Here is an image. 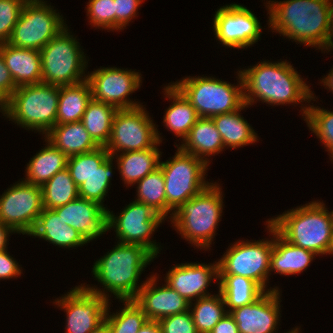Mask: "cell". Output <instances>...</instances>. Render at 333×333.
<instances>
[{"label": "cell", "mask_w": 333, "mask_h": 333, "mask_svg": "<svg viewBox=\"0 0 333 333\" xmlns=\"http://www.w3.org/2000/svg\"><path fill=\"white\" fill-rule=\"evenodd\" d=\"M89 333H110L106 320H104L100 325H98L96 328H94Z\"/></svg>", "instance_id": "obj_51"}, {"label": "cell", "mask_w": 333, "mask_h": 333, "mask_svg": "<svg viewBox=\"0 0 333 333\" xmlns=\"http://www.w3.org/2000/svg\"><path fill=\"white\" fill-rule=\"evenodd\" d=\"M136 69L101 67L87 74L92 99L110 104L118 110L142 106V102L129 96L142 86V74ZM137 100V101H136Z\"/></svg>", "instance_id": "obj_15"}, {"label": "cell", "mask_w": 333, "mask_h": 333, "mask_svg": "<svg viewBox=\"0 0 333 333\" xmlns=\"http://www.w3.org/2000/svg\"><path fill=\"white\" fill-rule=\"evenodd\" d=\"M330 29H331V50L333 51V0H331V5H330Z\"/></svg>", "instance_id": "obj_52"}, {"label": "cell", "mask_w": 333, "mask_h": 333, "mask_svg": "<svg viewBox=\"0 0 333 333\" xmlns=\"http://www.w3.org/2000/svg\"><path fill=\"white\" fill-rule=\"evenodd\" d=\"M44 137L67 157L100 147L81 121L55 125Z\"/></svg>", "instance_id": "obj_30"}, {"label": "cell", "mask_w": 333, "mask_h": 333, "mask_svg": "<svg viewBox=\"0 0 333 333\" xmlns=\"http://www.w3.org/2000/svg\"><path fill=\"white\" fill-rule=\"evenodd\" d=\"M113 160L112 156H109L86 182L78 187V195L80 198L97 202L104 208H108L106 204L104 205V202L107 200L105 198L108 196L107 194L112 185V175L115 173L113 169L118 168L116 162L113 163Z\"/></svg>", "instance_id": "obj_39"}, {"label": "cell", "mask_w": 333, "mask_h": 333, "mask_svg": "<svg viewBox=\"0 0 333 333\" xmlns=\"http://www.w3.org/2000/svg\"><path fill=\"white\" fill-rule=\"evenodd\" d=\"M0 112L3 113V105L0 103Z\"/></svg>", "instance_id": "obj_55"}, {"label": "cell", "mask_w": 333, "mask_h": 333, "mask_svg": "<svg viewBox=\"0 0 333 333\" xmlns=\"http://www.w3.org/2000/svg\"><path fill=\"white\" fill-rule=\"evenodd\" d=\"M46 144L39 149L25 167V178L27 183L42 186L50 180L57 172L67 167L68 157L49 142L44 136Z\"/></svg>", "instance_id": "obj_29"}, {"label": "cell", "mask_w": 333, "mask_h": 333, "mask_svg": "<svg viewBox=\"0 0 333 333\" xmlns=\"http://www.w3.org/2000/svg\"><path fill=\"white\" fill-rule=\"evenodd\" d=\"M46 0H27L13 28L8 44L41 50L68 24L63 14Z\"/></svg>", "instance_id": "obj_11"}, {"label": "cell", "mask_w": 333, "mask_h": 333, "mask_svg": "<svg viewBox=\"0 0 333 333\" xmlns=\"http://www.w3.org/2000/svg\"><path fill=\"white\" fill-rule=\"evenodd\" d=\"M145 0H114L115 32L125 30L129 23L138 16V9Z\"/></svg>", "instance_id": "obj_44"}, {"label": "cell", "mask_w": 333, "mask_h": 333, "mask_svg": "<svg viewBox=\"0 0 333 333\" xmlns=\"http://www.w3.org/2000/svg\"><path fill=\"white\" fill-rule=\"evenodd\" d=\"M301 326H296V327H293L292 329H290L289 331H286L284 333H302L301 331Z\"/></svg>", "instance_id": "obj_53"}, {"label": "cell", "mask_w": 333, "mask_h": 333, "mask_svg": "<svg viewBox=\"0 0 333 333\" xmlns=\"http://www.w3.org/2000/svg\"><path fill=\"white\" fill-rule=\"evenodd\" d=\"M110 156L104 146L97 149L68 157L67 169L76 186H81L94 171Z\"/></svg>", "instance_id": "obj_40"}, {"label": "cell", "mask_w": 333, "mask_h": 333, "mask_svg": "<svg viewBox=\"0 0 333 333\" xmlns=\"http://www.w3.org/2000/svg\"><path fill=\"white\" fill-rule=\"evenodd\" d=\"M197 262L173 264L163 277L164 282L189 303L213 295L208 290L213 281L219 285L218 260L208 264Z\"/></svg>", "instance_id": "obj_18"}, {"label": "cell", "mask_w": 333, "mask_h": 333, "mask_svg": "<svg viewBox=\"0 0 333 333\" xmlns=\"http://www.w3.org/2000/svg\"><path fill=\"white\" fill-rule=\"evenodd\" d=\"M60 87L48 83L19 86L3 104L4 120L45 136L57 119Z\"/></svg>", "instance_id": "obj_6"}, {"label": "cell", "mask_w": 333, "mask_h": 333, "mask_svg": "<svg viewBox=\"0 0 333 333\" xmlns=\"http://www.w3.org/2000/svg\"><path fill=\"white\" fill-rule=\"evenodd\" d=\"M163 97L171 103L165 108L163 115V126L176 136V141L182 142L188 135L190 129L200 118L195 108L183 96V94L171 83L164 84Z\"/></svg>", "instance_id": "obj_26"}, {"label": "cell", "mask_w": 333, "mask_h": 333, "mask_svg": "<svg viewBox=\"0 0 333 333\" xmlns=\"http://www.w3.org/2000/svg\"><path fill=\"white\" fill-rule=\"evenodd\" d=\"M317 99V100H316ZM318 103L314 91L308 105L307 115L304 119L308 130L316 135L320 144L324 146L329 155V160L333 162V111L320 107L312 103Z\"/></svg>", "instance_id": "obj_37"}, {"label": "cell", "mask_w": 333, "mask_h": 333, "mask_svg": "<svg viewBox=\"0 0 333 333\" xmlns=\"http://www.w3.org/2000/svg\"><path fill=\"white\" fill-rule=\"evenodd\" d=\"M268 237L258 240L238 239L231 243L218 259L219 275H239L257 282L265 291L273 288L270 283V255L273 246V226L266 220L264 223ZM271 239V240H270ZM269 287V288H268Z\"/></svg>", "instance_id": "obj_10"}, {"label": "cell", "mask_w": 333, "mask_h": 333, "mask_svg": "<svg viewBox=\"0 0 333 333\" xmlns=\"http://www.w3.org/2000/svg\"><path fill=\"white\" fill-rule=\"evenodd\" d=\"M0 53L16 87L42 82L40 50L17 48L8 43H1Z\"/></svg>", "instance_id": "obj_24"}, {"label": "cell", "mask_w": 333, "mask_h": 333, "mask_svg": "<svg viewBox=\"0 0 333 333\" xmlns=\"http://www.w3.org/2000/svg\"><path fill=\"white\" fill-rule=\"evenodd\" d=\"M89 25L108 32L115 31L114 0H89L85 7Z\"/></svg>", "instance_id": "obj_41"}, {"label": "cell", "mask_w": 333, "mask_h": 333, "mask_svg": "<svg viewBox=\"0 0 333 333\" xmlns=\"http://www.w3.org/2000/svg\"><path fill=\"white\" fill-rule=\"evenodd\" d=\"M329 255H333V230H332V238H331V244L329 247Z\"/></svg>", "instance_id": "obj_54"}, {"label": "cell", "mask_w": 333, "mask_h": 333, "mask_svg": "<svg viewBox=\"0 0 333 333\" xmlns=\"http://www.w3.org/2000/svg\"><path fill=\"white\" fill-rule=\"evenodd\" d=\"M117 111V108L104 102L92 99L88 103L81 122L99 146L105 147L108 143Z\"/></svg>", "instance_id": "obj_33"}, {"label": "cell", "mask_w": 333, "mask_h": 333, "mask_svg": "<svg viewBox=\"0 0 333 333\" xmlns=\"http://www.w3.org/2000/svg\"><path fill=\"white\" fill-rule=\"evenodd\" d=\"M161 275L152 273L133 299L143 310L148 320L160 319L189 310V302L165 282L160 284ZM160 278V279H159ZM161 286H160V285ZM158 285V286H157Z\"/></svg>", "instance_id": "obj_21"}, {"label": "cell", "mask_w": 333, "mask_h": 333, "mask_svg": "<svg viewBox=\"0 0 333 333\" xmlns=\"http://www.w3.org/2000/svg\"><path fill=\"white\" fill-rule=\"evenodd\" d=\"M316 257L314 252L290 244L273 227L270 276L273 272L287 277L303 273Z\"/></svg>", "instance_id": "obj_22"}, {"label": "cell", "mask_w": 333, "mask_h": 333, "mask_svg": "<svg viewBox=\"0 0 333 333\" xmlns=\"http://www.w3.org/2000/svg\"><path fill=\"white\" fill-rule=\"evenodd\" d=\"M122 303L121 308L116 312L110 311L111 302L109 301L105 320L110 333H137L138 330L148 321L147 316L141 307L133 300H118Z\"/></svg>", "instance_id": "obj_35"}, {"label": "cell", "mask_w": 333, "mask_h": 333, "mask_svg": "<svg viewBox=\"0 0 333 333\" xmlns=\"http://www.w3.org/2000/svg\"><path fill=\"white\" fill-rule=\"evenodd\" d=\"M118 215L109 209V231H114L117 242L140 244L150 250L156 258L163 246L154 240V233L164 222L160 214L146 204L134 201L123 206Z\"/></svg>", "instance_id": "obj_13"}, {"label": "cell", "mask_w": 333, "mask_h": 333, "mask_svg": "<svg viewBox=\"0 0 333 333\" xmlns=\"http://www.w3.org/2000/svg\"><path fill=\"white\" fill-rule=\"evenodd\" d=\"M135 184L134 201L150 206L166 219V192L162 169L158 167Z\"/></svg>", "instance_id": "obj_38"}, {"label": "cell", "mask_w": 333, "mask_h": 333, "mask_svg": "<svg viewBox=\"0 0 333 333\" xmlns=\"http://www.w3.org/2000/svg\"><path fill=\"white\" fill-rule=\"evenodd\" d=\"M217 288L224 297L228 313L253 303L266 292L257 282L239 275H219Z\"/></svg>", "instance_id": "obj_31"}, {"label": "cell", "mask_w": 333, "mask_h": 333, "mask_svg": "<svg viewBox=\"0 0 333 333\" xmlns=\"http://www.w3.org/2000/svg\"><path fill=\"white\" fill-rule=\"evenodd\" d=\"M218 182L210 183L198 195L183 203L169 220L180 239L195 249L210 251L219 222L222 221L224 192Z\"/></svg>", "instance_id": "obj_5"}, {"label": "cell", "mask_w": 333, "mask_h": 333, "mask_svg": "<svg viewBox=\"0 0 333 333\" xmlns=\"http://www.w3.org/2000/svg\"><path fill=\"white\" fill-rule=\"evenodd\" d=\"M52 304L66 313L64 333H89L105 320L109 300L78 284Z\"/></svg>", "instance_id": "obj_17"}, {"label": "cell", "mask_w": 333, "mask_h": 333, "mask_svg": "<svg viewBox=\"0 0 333 333\" xmlns=\"http://www.w3.org/2000/svg\"><path fill=\"white\" fill-rule=\"evenodd\" d=\"M212 29L215 40L225 49H247L261 40L262 27L257 15L241 3L220 6L214 13Z\"/></svg>", "instance_id": "obj_14"}, {"label": "cell", "mask_w": 333, "mask_h": 333, "mask_svg": "<svg viewBox=\"0 0 333 333\" xmlns=\"http://www.w3.org/2000/svg\"><path fill=\"white\" fill-rule=\"evenodd\" d=\"M325 202L313 200L267 221L290 244L314 252L316 255H329L333 230V210L329 211Z\"/></svg>", "instance_id": "obj_4"}, {"label": "cell", "mask_w": 333, "mask_h": 333, "mask_svg": "<svg viewBox=\"0 0 333 333\" xmlns=\"http://www.w3.org/2000/svg\"><path fill=\"white\" fill-rule=\"evenodd\" d=\"M43 209L41 186L22 178L0 195V223L19 235L27 236L32 231Z\"/></svg>", "instance_id": "obj_16"}, {"label": "cell", "mask_w": 333, "mask_h": 333, "mask_svg": "<svg viewBox=\"0 0 333 333\" xmlns=\"http://www.w3.org/2000/svg\"><path fill=\"white\" fill-rule=\"evenodd\" d=\"M17 89L9 69L0 53V103L3 105Z\"/></svg>", "instance_id": "obj_46"}, {"label": "cell", "mask_w": 333, "mask_h": 333, "mask_svg": "<svg viewBox=\"0 0 333 333\" xmlns=\"http://www.w3.org/2000/svg\"><path fill=\"white\" fill-rule=\"evenodd\" d=\"M91 100L92 91L87 80L75 85L61 86L56 125L81 121Z\"/></svg>", "instance_id": "obj_32"}, {"label": "cell", "mask_w": 333, "mask_h": 333, "mask_svg": "<svg viewBox=\"0 0 333 333\" xmlns=\"http://www.w3.org/2000/svg\"><path fill=\"white\" fill-rule=\"evenodd\" d=\"M159 167L165 180L167 222L183 203L213 182L206 179L209 165L202 159L183 152L178 146L175 155L166 161L161 159Z\"/></svg>", "instance_id": "obj_9"}, {"label": "cell", "mask_w": 333, "mask_h": 333, "mask_svg": "<svg viewBox=\"0 0 333 333\" xmlns=\"http://www.w3.org/2000/svg\"><path fill=\"white\" fill-rule=\"evenodd\" d=\"M162 151L152 147L142 151L124 152L112 156L124 187H133L160 166ZM116 159V160H115Z\"/></svg>", "instance_id": "obj_27"}, {"label": "cell", "mask_w": 333, "mask_h": 333, "mask_svg": "<svg viewBox=\"0 0 333 333\" xmlns=\"http://www.w3.org/2000/svg\"><path fill=\"white\" fill-rule=\"evenodd\" d=\"M207 297L199 298L189 304L198 333H210L213 327L228 313L224 297L216 291Z\"/></svg>", "instance_id": "obj_34"}, {"label": "cell", "mask_w": 333, "mask_h": 333, "mask_svg": "<svg viewBox=\"0 0 333 333\" xmlns=\"http://www.w3.org/2000/svg\"><path fill=\"white\" fill-rule=\"evenodd\" d=\"M43 208L54 209L77 199L78 187L67 168L57 172L41 186Z\"/></svg>", "instance_id": "obj_36"}, {"label": "cell", "mask_w": 333, "mask_h": 333, "mask_svg": "<svg viewBox=\"0 0 333 333\" xmlns=\"http://www.w3.org/2000/svg\"><path fill=\"white\" fill-rule=\"evenodd\" d=\"M210 333H239L234 318L227 313L212 329Z\"/></svg>", "instance_id": "obj_47"}, {"label": "cell", "mask_w": 333, "mask_h": 333, "mask_svg": "<svg viewBox=\"0 0 333 333\" xmlns=\"http://www.w3.org/2000/svg\"><path fill=\"white\" fill-rule=\"evenodd\" d=\"M108 250L95 260L91 268L92 277L100 284L99 287L92 283L81 284L109 301L113 297L114 300L134 299L146 282L141 280V274H144L156 256L140 244L115 241L114 247Z\"/></svg>", "instance_id": "obj_3"}, {"label": "cell", "mask_w": 333, "mask_h": 333, "mask_svg": "<svg viewBox=\"0 0 333 333\" xmlns=\"http://www.w3.org/2000/svg\"><path fill=\"white\" fill-rule=\"evenodd\" d=\"M27 0H0V44L7 43Z\"/></svg>", "instance_id": "obj_42"}, {"label": "cell", "mask_w": 333, "mask_h": 333, "mask_svg": "<svg viewBox=\"0 0 333 333\" xmlns=\"http://www.w3.org/2000/svg\"><path fill=\"white\" fill-rule=\"evenodd\" d=\"M176 143H174L175 147L178 146L183 152L202 159L209 166L213 161L211 156L215 157L226 150L212 118L200 117L181 144Z\"/></svg>", "instance_id": "obj_23"}, {"label": "cell", "mask_w": 333, "mask_h": 333, "mask_svg": "<svg viewBox=\"0 0 333 333\" xmlns=\"http://www.w3.org/2000/svg\"><path fill=\"white\" fill-rule=\"evenodd\" d=\"M282 290L266 291L253 303L231 310L239 333H278L281 322Z\"/></svg>", "instance_id": "obj_19"}, {"label": "cell", "mask_w": 333, "mask_h": 333, "mask_svg": "<svg viewBox=\"0 0 333 333\" xmlns=\"http://www.w3.org/2000/svg\"><path fill=\"white\" fill-rule=\"evenodd\" d=\"M137 333H162L158 321L148 320Z\"/></svg>", "instance_id": "obj_49"}, {"label": "cell", "mask_w": 333, "mask_h": 333, "mask_svg": "<svg viewBox=\"0 0 333 333\" xmlns=\"http://www.w3.org/2000/svg\"><path fill=\"white\" fill-rule=\"evenodd\" d=\"M236 75L237 83L233 84L206 74L189 75L171 83L191 103L199 117L212 118L236 111L245 104L240 69L236 71Z\"/></svg>", "instance_id": "obj_7"}, {"label": "cell", "mask_w": 333, "mask_h": 333, "mask_svg": "<svg viewBox=\"0 0 333 333\" xmlns=\"http://www.w3.org/2000/svg\"><path fill=\"white\" fill-rule=\"evenodd\" d=\"M11 234L15 235L16 233L10 227L0 223V251L8 249Z\"/></svg>", "instance_id": "obj_48"}, {"label": "cell", "mask_w": 333, "mask_h": 333, "mask_svg": "<svg viewBox=\"0 0 333 333\" xmlns=\"http://www.w3.org/2000/svg\"><path fill=\"white\" fill-rule=\"evenodd\" d=\"M260 61L248 68H240L244 103L250 107L260 102L269 107L286 104V107H296L299 104L300 115L305 119L312 96V88L305 81L307 78L303 79L287 59Z\"/></svg>", "instance_id": "obj_1"}, {"label": "cell", "mask_w": 333, "mask_h": 333, "mask_svg": "<svg viewBox=\"0 0 333 333\" xmlns=\"http://www.w3.org/2000/svg\"><path fill=\"white\" fill-rule=\"evenodd\" d=\"M245 108H250V106L244 104L236 111L212 117L225 149L236 150L259 142L258 133L240 113Z\"/></svg>", "instance_id": "obj_28"}, {"label": "cell", "mask_w": 333, "mask_h": 333, "mask_svg": "<svg viewBox=\"0 0 333 333\" xmlns=\"http://www.w3.org/2000/svg\"><path fill=\"white\" fill-rule=\"evenodd\" d=\"M145 106L116 112L110 139L105 146L110 156L160 147L164 139Z\"/></svg>", "instance_id": "obj_12"}, {"label": "cell", "mask_w": 333, "mask_h": 333, "mask_svg": "<svg viewBox=\"0 0 333 333\" xmlns=\"http://www.w3.org/2000/svg\"><path fill=\"white\" fill-rule=\"evenodd\" d=\"M10 255L8 249L0 251V280L14 279L23 273V267L19 262Z\"/></svg>", "instance_id": "obj_45"}, {"label": "cell", "mask_w": 333, "mask_h": 333, "mask_svg": "<svg viewBox=\"0 0 333 333\" xmlns=\"http://www.w3.org/2000/svg\"><path fill=\"white\" fill-rule=\"evenodd\" d=\"M69 27L67 25L40 50L43 83L61 87L87 80L90 60L78 35Z\"/></svg>", "instance_id": "obj_8"}, {"label": "cell", "mask_w": 333, "mask_h": 333, "mask_svg": "<svg viewBox=\"0 0 333 333\" xmlns=\"http://www.w3.org/2000/svg\"><path fill=\"white\" fill-rule=\"evenodd\" d=\"M158 322L162 333H198L190 310L164 317Z\"/></svg>", "instance_id": "obj_43"}, {"label": "cell", "mask_w": 333, "mask_h": 333, "mask_svg": "<svg viewBox=\"0 0 333 333\" xmlns=\"http://www.w3.org/2000/svg\"><path fill=\"white\" fill-rule=\"evenodd\" d=\"M319 83L322 84L321 86H324L327 92L329 91L333 94V66L329 70L328 74H326V76L324 75L322 79H320Z\"/></svg>", "instance_id": "obj_50"}, {"label": "cell", "mask_w": 333, "mask_h": 333, "mask_svg": "<svg viewBox=\"0 0 333 333\" xmlns=\"http://www.w3.org/2000/svg\"><path fill=\"white\" fill-rule=\"evenodd\" d=\"M47 241L53 246L73 250L86 245L82 236L72 227L65 224L53 209L44 208L37 218L34 228L27 235Z\"/></svg>", "instance_id": "obj_25"}, {"label": "cell", "mask_w": 333, "mask_h": 333, "mask_svg": "<svg viewBox=\"0 0 333 333\" xmlns=\"http://www.w3.org/2000/svg\"><path fill=\"white\" fill-rule=\"evenodd\" d=\"M53 210L82 236L86 244L109 232V209L97 202L78 197Z\"/></svg>", "instance_id": "obj_20"}, {"label": "cell", "mask_w": 333, "mask_h": 333, "mask_svg": "<svg viewBox=\"0 0 333 333\" xmlns=\"http://www.w3.org/2000/svg\"><path fill=\"white\" fill-rule=\"evenodd\" d=\"M267 25L271 32L295 44L317 48L324 54L331 50V0H264ZM326 52V53H325Z\"/></svg>", "instance_id": "obj_2"}]
</instances>
